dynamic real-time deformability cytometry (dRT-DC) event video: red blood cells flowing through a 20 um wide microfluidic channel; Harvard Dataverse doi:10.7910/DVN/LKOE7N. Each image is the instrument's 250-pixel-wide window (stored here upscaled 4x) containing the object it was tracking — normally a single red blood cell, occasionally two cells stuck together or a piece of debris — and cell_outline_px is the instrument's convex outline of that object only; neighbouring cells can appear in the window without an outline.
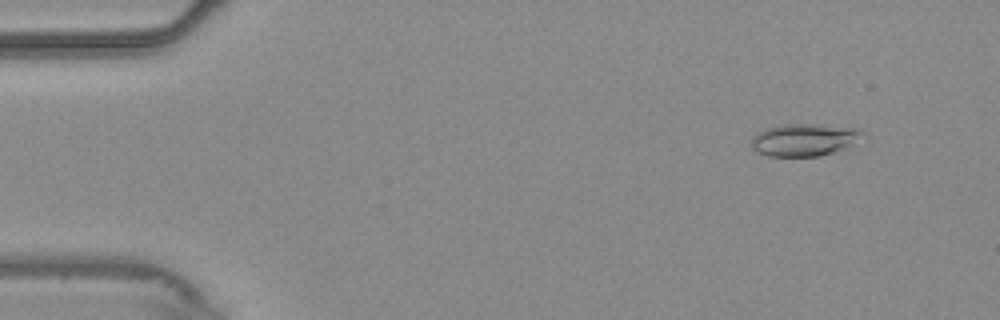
{"species": "common noctule bat (a hibernating species)", "species_latin": "Nyctalus noctula", "temperature_condition": "warm", "stored_images_in_passage": 51, "camera_frame_rate_fps": 3000, "um_per_image_px": 0.085, "animal": {"sex": "male", "body_mass_g": 20.4}, "frame": {"image": 1, "passage_image": 2, "time_ms": 0.333, "image_size_px": [1000, 320], "cell_outline_px": [[864, 132], [848, 148], [820, 156], [768, 156], [752, 148], [752, 136], [756, 132], [764, 128], [784, 124], [812, 124], [860, 128]], "centroid_in_image_um": [68.34, 11.87], "position_along_channel_um": 16.7, "area_um2": 20.98}}
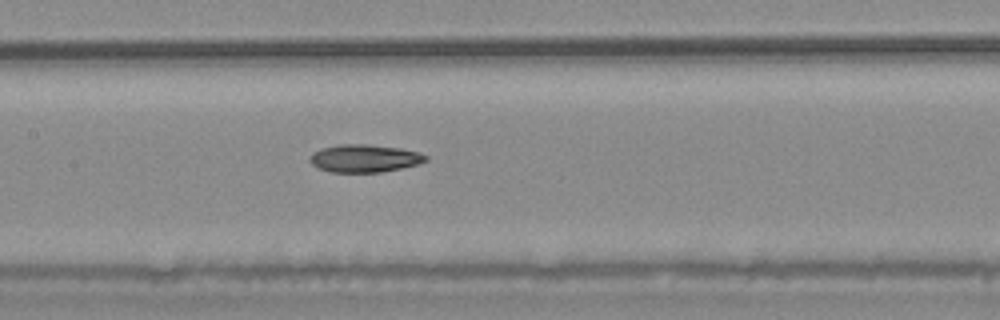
{"frame": {"image": 2, "passage_image": 23, "time_ms": 7.333, "image_size_px": [1000, 320], "cell_outline_px": [[428, 160], [416, 164], [400, 168], [380, 172], [332, 172], [320, 168], [312, 164], [308, 160], [312, 152], [320, 148], [340, 144], [364, 144], [400, 148], [420, 152], [428, 156]], "centroid_in_image_um": [30.96, 13.45], "position_along_channel_um": 176.4, "area_um2": 18.67}}
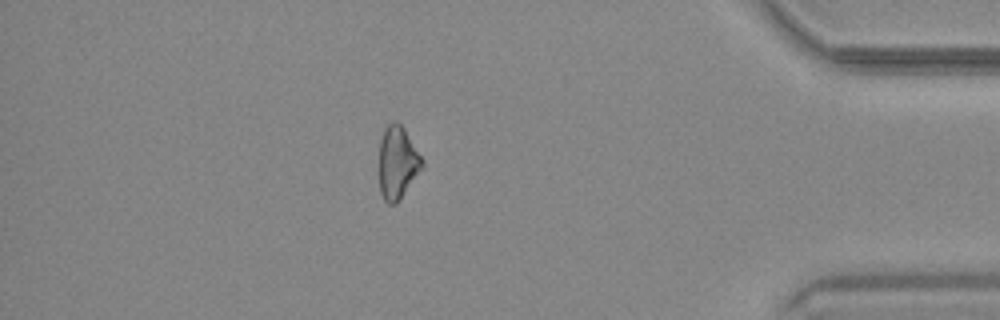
{"frame": {"image": 3, "passage_image": 44, "time_ms": 14.333, "image_size_px": [1000, 320], "cell_outline_px": [[424, 164], [396, 204], [388, 204], [384, 200], [380, 192], [380, 140], [384, 128], [392, 120], [396, 120], [404, 128], [424, 160]], "centroid_in_image_um": [33.78, 13.78], "position_along_channel_um": 401.4, "area_um2": 18.03}}